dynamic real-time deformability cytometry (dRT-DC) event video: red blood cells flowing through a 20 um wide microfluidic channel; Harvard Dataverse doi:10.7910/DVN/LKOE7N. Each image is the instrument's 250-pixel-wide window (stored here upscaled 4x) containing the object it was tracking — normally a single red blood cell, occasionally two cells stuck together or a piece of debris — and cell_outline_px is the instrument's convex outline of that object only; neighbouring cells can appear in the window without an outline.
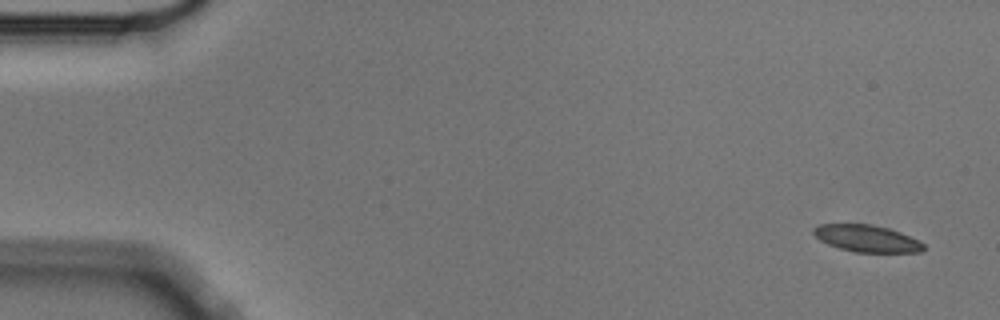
{"species": "Egyptian fruit bat (a non-hibernating species)", "species_latin": "Rousettus aegyptiacus", "temperature_condition": "cold", "stored_images_in_passage": 5, "camera_frame_rate_fps": 3000, "um_per_image_px": 0.085, "animal": {"sex": "male"}, "frame": {"image": 1, "passage_image": 1, "time_ms": 0.0, "image_size_px": [1000, 320], "cell_outline_px": [[924, 248], [920, 252], [856, 252], [840, 248], [828, 244], [820, 240], [812, 232], [812, 228], [820, 224], [872, 224], [888, 228], [900, 232], [924, 244]], "centroid_in_image_um": [73.64, 20.26], "position_along_channel_um": 11.4, "area_um2": 17.05}}
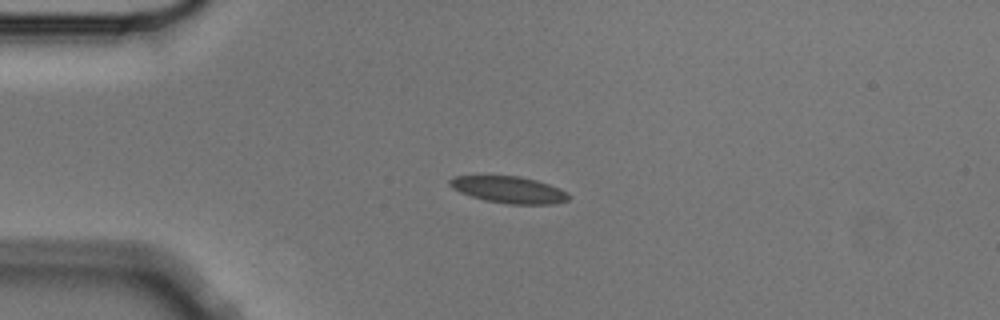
{"frame": {"image": 2, "passage_image": 4, "time_ms": 1.0, "image_size_px": [1000, 320], "cell_outline_px": [[568, 200], [552, 204], [508, 204], [484, 200], [460, 192], [452, 188], [448, 184], [448, 180], [456, 176], [520, 176], [536, 180], [560, 188], [568, 192]], "centroid_in_image_um": [43.25, 16.12], "position_along_channel_um": 41.7, "area_um2": 18.44}}
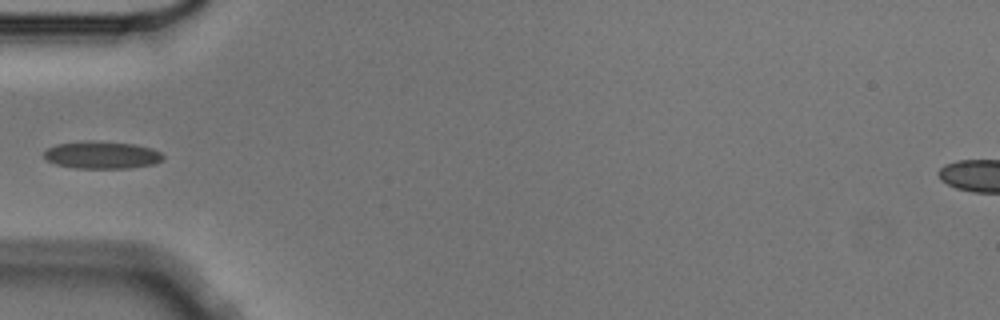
{"frame": {"image": 3, "passage_image": 5, "time_ms": 1.333, "image_size_px": [1000, 320], "cell_outline_px": [[164, 160], [156, 164], [128, 168], [76, 168], [56, 164], [48, 160], [44, 156], [44, 152], [48, 148], [56, 144], [84, 140], [96, 140], [136, 144], [152, 148], [160, 152], [164, 156]], "centroid_in_image_um": [8.7, 13.16], "position_along_channel_um": 76.3, "area_um2": 19.31}}